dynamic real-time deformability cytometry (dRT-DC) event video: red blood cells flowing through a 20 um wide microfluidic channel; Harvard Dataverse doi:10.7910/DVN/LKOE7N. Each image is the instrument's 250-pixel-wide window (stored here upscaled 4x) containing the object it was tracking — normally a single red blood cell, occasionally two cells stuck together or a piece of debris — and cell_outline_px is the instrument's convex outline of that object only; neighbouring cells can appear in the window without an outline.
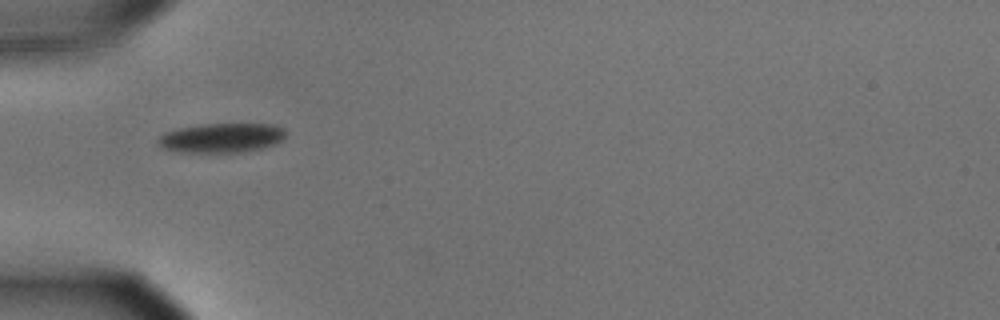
{"species": "common noctule bat (a hibernating species)", "species_latin": "Nyctalus noctula", "temperature_condition": "cold", "stored_images_in_passage": 5, "camera_frame_rate_fps": 3000, "um_per_image_px": 0.085, "animal": {"sex": "male", "body_mass_g": 15.6}, "frame": {"image": 1, "passage_image": 1, "time_ms": 0.0, "image_size_px": [1000, 320], "cell_outline_px": [[284, 136], [276, 144], [260, 148], [240, 152], [180, 152], [160, 148], [156, 140], [164, 132], [176, 128], [200, 124], [276, 124], [284, 128]], "centroid_in_image_um": [18.77, 11.71], "position_along_channel_um": 66.2, "area_um2": 22.02}}